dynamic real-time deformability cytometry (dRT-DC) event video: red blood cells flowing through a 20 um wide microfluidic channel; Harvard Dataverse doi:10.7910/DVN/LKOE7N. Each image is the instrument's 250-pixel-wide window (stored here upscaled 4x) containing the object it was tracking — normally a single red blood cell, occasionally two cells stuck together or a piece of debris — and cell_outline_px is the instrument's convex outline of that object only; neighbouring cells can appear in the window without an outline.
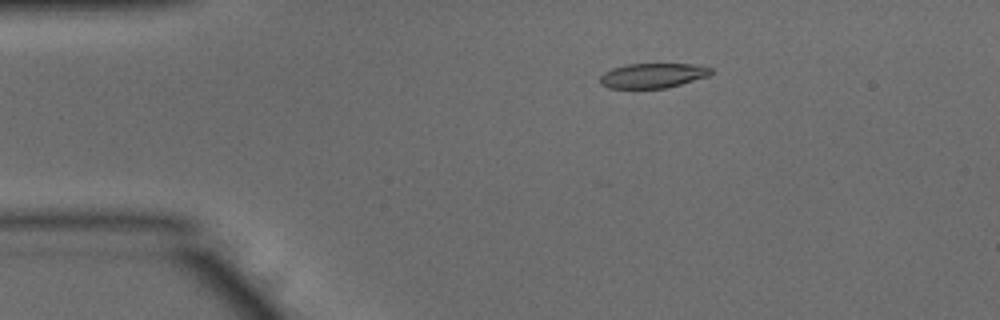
{"species": "common noctule bat (a hibernating species)", "species_latin": "Nyctalus noctula", "temperature_condition": "warm", "stored_images_in_passage": 7, "camera_frame_rate_fps": 3000, "um_per_image_px": 0.085, "animal": {"sex": "male", "body_mass_g": 15.6}, "frame": {"image": 1, "passage_image": 4, "time_ms": 1.0, "image_size_px": [1000, 320], "cell_outline_px": [[712, 72], [708, 76], [680, 84], [664, 88], [608, 88], [600, 84], [600, 76], [604, 72], [612, 68], [624, 64], [692, 64], [712, 68]], "centroid_in_image_um": [55.44, 6.42], "position_along_channel_um": 29.6, "area_um2": 15.95}}